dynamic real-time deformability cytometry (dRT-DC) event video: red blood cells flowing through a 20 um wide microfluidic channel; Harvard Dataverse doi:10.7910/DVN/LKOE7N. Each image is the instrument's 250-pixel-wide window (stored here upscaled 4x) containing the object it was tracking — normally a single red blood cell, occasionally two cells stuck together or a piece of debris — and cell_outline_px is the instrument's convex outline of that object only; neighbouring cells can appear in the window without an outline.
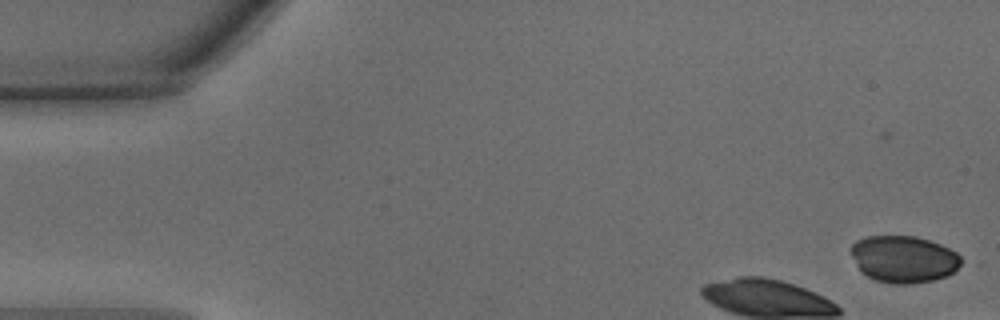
{"species": "common noctule bat (a hibernating species)", "species_latin": "Nyctalus noctula", "temperature_condition": "warm", "stored_images_in_passage": 11, "camera_frame_rate_fps": 3000, "um_per_image_px": 0.085, "animal": {"sex": "male", "body_mass_g": 15.6}, "frame": {"image": 1, "passage_image": 2, "time_ms": 0.333, "image_size_px": [1000, 320], "cell_outline_px": [[964, 264], [948, 276], [932, 280], [908, 284], [892, 284], [876, 280], [860, 272], [848, 248], [856, 240], [864, 236], [916, 236], [940, 244], [956, 252], [964, 260]], "centroid_in_image_um": [76.81, 22.02], "position_along_channel_um": 8.2, "area_um2": 30.52}}